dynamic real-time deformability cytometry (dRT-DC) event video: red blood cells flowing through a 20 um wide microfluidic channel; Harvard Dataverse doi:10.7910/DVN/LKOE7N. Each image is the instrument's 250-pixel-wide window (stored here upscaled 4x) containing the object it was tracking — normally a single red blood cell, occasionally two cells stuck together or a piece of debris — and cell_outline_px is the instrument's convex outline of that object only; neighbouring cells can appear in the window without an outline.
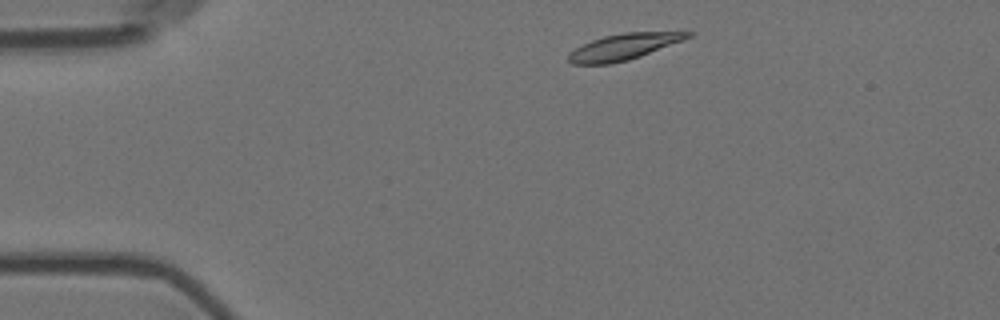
{"species": "Egyptian fruit bat (a non-hibernating species)", "species_latin": "Rousettus aegyptiacus", "temperature_condition": "room temperature", "stored_images_in_passage": 2, "camera_frame_rate_fps": 3000, "um_per_image_px": 0.085, "animal": {"sex": "female"}, "frame": {"image": 1, "passage_image": 1, "time_ms": 0.0, "image_size_px": [1000, 320], "cell_outline_px": [[692, 36], [640, 56], [628, 60], [612, 64], [572, 64], [568, 60], [568, 52], [592, 40], [604, 36], [624, 32], [692, 32]], "centroid_in_image_um": [52.95, 3.98], "position_along_channel_um": 32.0, "area_um2": 17.86}}